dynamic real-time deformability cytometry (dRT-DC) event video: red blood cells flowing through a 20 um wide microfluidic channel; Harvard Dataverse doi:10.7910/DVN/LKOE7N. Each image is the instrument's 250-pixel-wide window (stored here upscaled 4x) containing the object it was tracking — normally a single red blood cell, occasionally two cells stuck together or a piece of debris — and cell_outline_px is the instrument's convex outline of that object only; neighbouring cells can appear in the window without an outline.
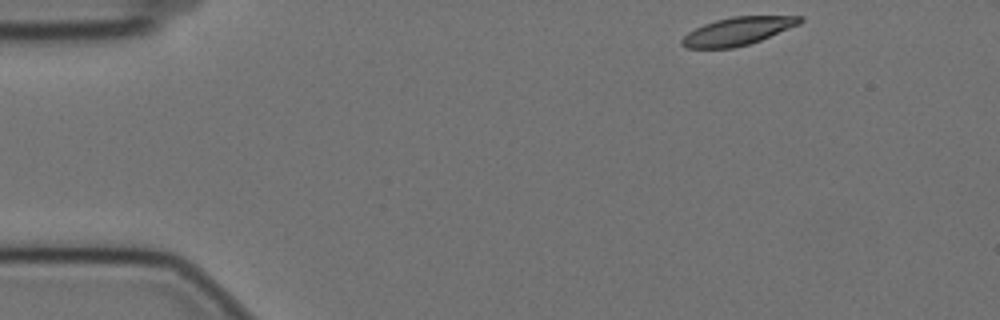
{"species": "Egyptian fruit bat (a non-hibernating species)", "species_latin": "Rousettus aegyptiacus", "temperature_condition": "cold", "stored_images_in_passage": 52, "camera_frame_rate_fps": 3000, "um_per_image_px": 0.085, "animal": {"sex": "female"}, "frame": {"image": 1, "passage_image": 1, "time_ms": 0.0, "image_size_px": [1000, 320], "cell_outline_px": [[804, 20], [800, 24], [760, 40], [748, 44], [732, 48], [684, 48], [680, 44], [680, 40], [688, 32], [704, 24], [716, 20], [732, 16], [804, 16]], "centroid_in_image_um": [62.69, 2.65], "position_along_channel_um": 22.3, "area_um2": 19.19}}
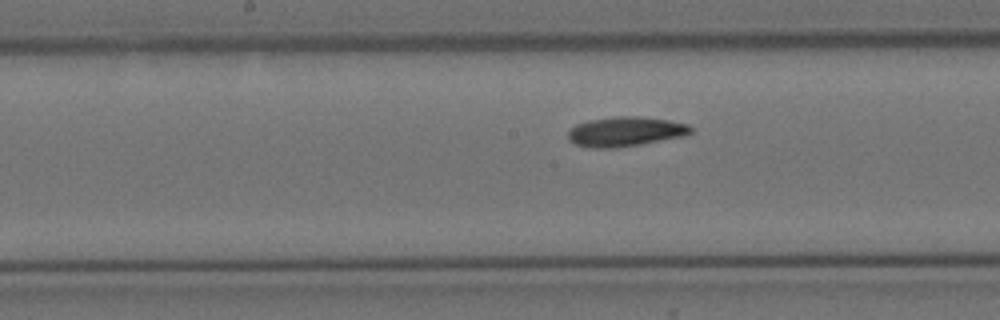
{"frame": {"image": 2, "passage_image": 23, "time_ms": 7.333, "image_size_px": [1000, 320], "cell_outline_px": [[692, 132], [684, 136], [640, 144], [616, 148], [588, 148], [576, 144], [568, 140], [568, 132], [576, 124], [588, 120], [616, 116], [636, 116], [668, 120], [688, 124], [692, 128]], "centroid_in_image_um": [53.14, 11.19], "position_along_channel_um": 195.1, "area_um2": 21.21}}
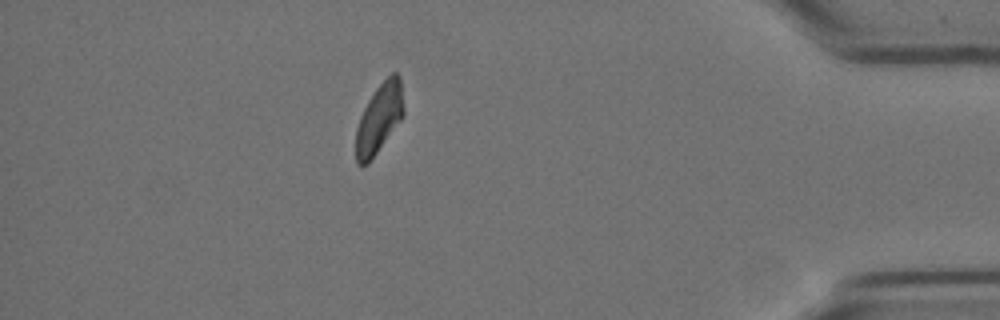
{"frame": {"image": 3, "passage_image": 45, "time_ms": 14.667, "image_size_px": [1000, 320], "cell_outline_px": [[404, 116], [368, 164], [356, 164], [356, 128], [360, 116], [368, 100], [376, 88], [392, 72], [396, 72], [400, 76], [404, 108]], "centroid_in_image_um": [32.24, 10.05], "position_along_channel_um": 403.0, "area_um2": 19.31}, "authors_computed_cell_mechanics": {"area_um2": 20.3745, "velocity_mm_per_s": 3.4384, "shape_relaxation_time_tau1_ms": 8.2974, "shape_relaxation_time_tau2_ms": 8.2221, "deformation_change_tau1": 0.1736, "deformation_change_tau2": 0.1447}}